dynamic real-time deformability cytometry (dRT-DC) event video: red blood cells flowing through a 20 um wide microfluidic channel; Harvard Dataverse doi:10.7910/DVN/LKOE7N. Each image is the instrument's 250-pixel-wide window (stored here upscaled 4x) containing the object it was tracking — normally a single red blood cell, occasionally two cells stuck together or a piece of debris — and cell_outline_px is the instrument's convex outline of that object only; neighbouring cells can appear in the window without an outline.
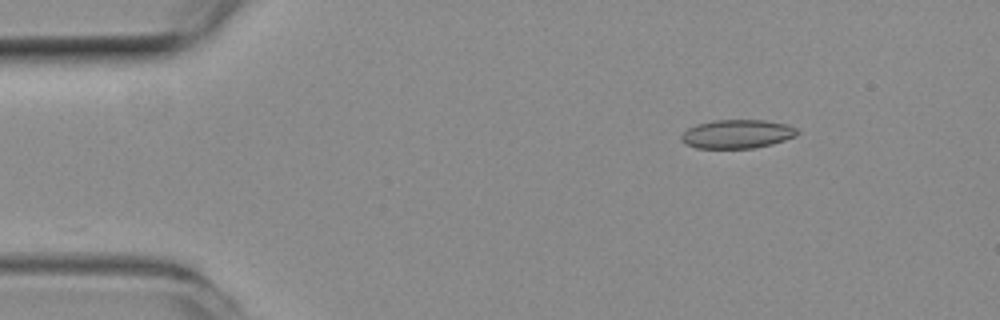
{"species": "common noctule bat (a hibernating species)", "species_latin": "Nyctalus noctula", "temperature_condition": "room temperature", "stored_images_in_passage": 31, "camera_frame_rate_fps": 3000, "um_per_image_px": 0.085, "animal": {"sex": "female", "body_mass_g": 19.3, "forearm_length_mm": 54.1}, "frame": {"image": 1, "passage_image": 1, "time_ms": 0.0, "image_size_px": [1000, 320], "cell_outline_px": [[800, 132], [796, 136], [772, 144], [756, 148], [696, 148], [684, 144], [680, 140], [680, 136], [688, 128], [696, 124], [712, 120], [764, 120], [788, 124], [796, 128]], "centroid_in_image_um": [62.65, 11.39], "position_along_channel_um": 22.4, "area_um2": 19.65}}
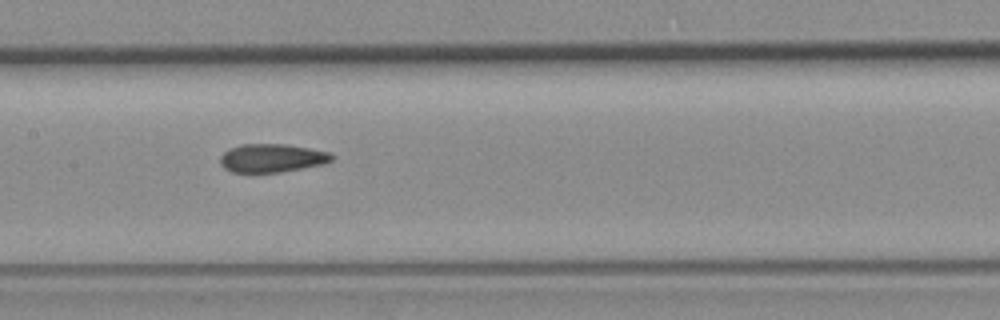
{"frame": {"image": 2, "passage_image": 19, "time_ms": 6.0, "image_size_px": [1000, 320], "cell_outline_px": [[332, 160], [324, 164], [280, 172], [232, 172], [224, 168], [220, 164], [220, 156], [228, 148], [244, 144], [284, 144], [332, 152]], "centroid_in_image_um": [23.1, 13.43], "position_along_channel_um": 184.3, "area_um2": 18.44}}
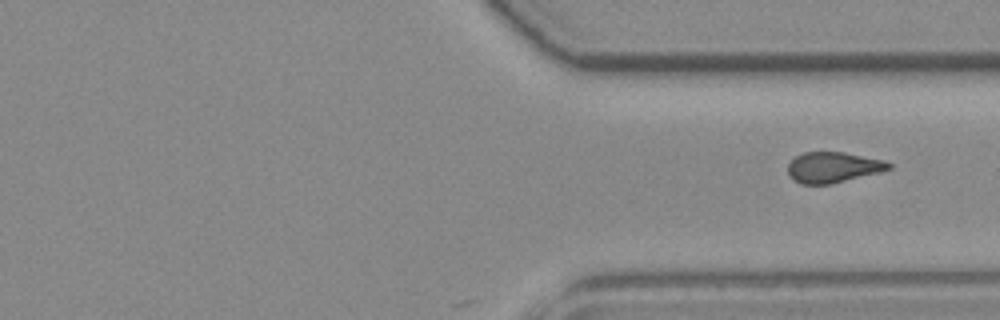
{"frame": {"image": 3, "passage_image": 31, "time_ms": 10.0, "image_size_px": [1000, 320], "cell_outline_px": [[892, 168], [880, 172], [832, 184], [800, 184], [792, 180], [788, 176], [788, 164], [796, 156], [804, 152], [844, 152], [884, 160], [892, 164]], "centroid_in_image_um": [70.8, 14.23], "position_along_channel_um": 340.6, "area_um2": 18.15}}